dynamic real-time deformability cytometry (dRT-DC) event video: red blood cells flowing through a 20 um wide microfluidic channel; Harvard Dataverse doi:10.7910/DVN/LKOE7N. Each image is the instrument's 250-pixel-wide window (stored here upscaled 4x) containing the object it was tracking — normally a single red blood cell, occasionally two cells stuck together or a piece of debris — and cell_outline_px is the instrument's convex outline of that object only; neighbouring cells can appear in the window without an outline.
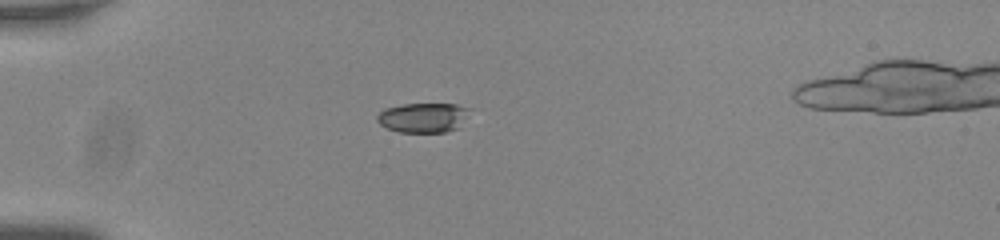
{"species": "common noctule bat (a hibernating species)", "species_latin": "Nyctalus noctula", "temperature_condition": "room temperature", "stored_images_in_passage": 40, "camera_frame_rate_fps": 3000, "um_per_image_px": 0.085, "animal": {"sex": "male", "body_mass_g": 20.0, "forearm_length_mm": 53.3}, "frame": {"image": 1, "passage_image": 1, "time_ms": 0.0, "image_size_px": [1000, 240], "cell_outline_px": [[468, 108], [460, 128], [444, 132], [396, 132], [380, 124], [376, 120], [376, 116], [380, 112], [388, 108], [404, 104], [456, 104]], "centroid_in_image_um": [35.94, 10.01], "position_along_channel_um": 49.1, "area_um2": 15.78}}
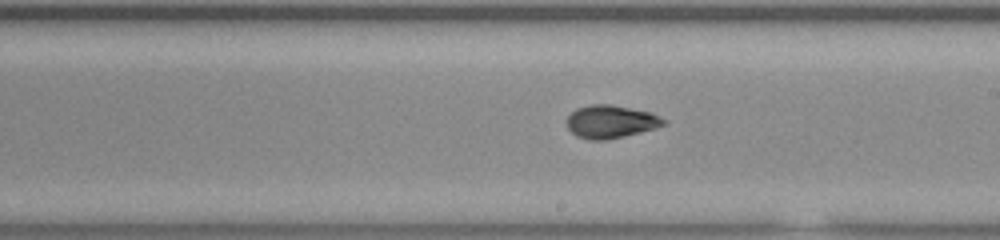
{"frame": {"image": 2, "passage_image": 18, "time_ms": 5.667, "image_size_px": [1000, 240], "cell_outline_px": [[668, 124], [656, 128], [624, 136], [604, 140], [592, 140], [576, 136], [568, 128], [568, 116], [576, 108], [592, 104], [612, 104], [652, 112], [668, 120]], "centroid_in_image_um": [51.97, 10.33], "position_along_channel_um": 237.0, "area_um2": 18.73}}
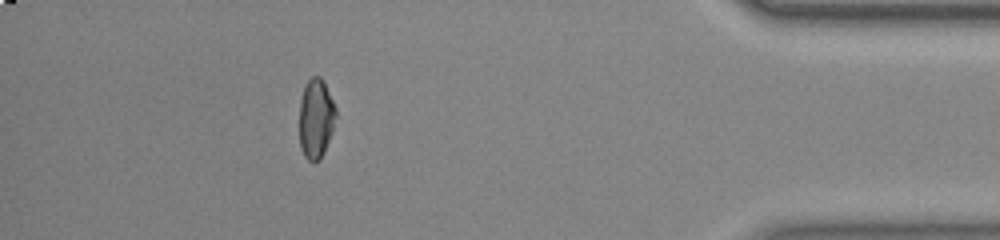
{"frame": {"image": 3, "passage_image": 35, "time_ms": 11.333, "image_size_px": [1000, 240], "cell_outline_px": [[336, 116], [324, 152], [320, 160], [312, 164], [304, 156], [300, 148], [300, 96], [308, 80], [312, 76], [320, 76], [336, 108]], "centroid_in_image_um": [26.83, 10.11], "position_along_channel_um": 408.4, "area_um2": 16.76}, "authors_computed_cell_mechanics": {"area_um2": 18.0625, "velocity_mm_per_s": 3.7532, "shape_relaxation_time_tau1_ms": 2.9335, "shape_relaxation_time_tau2_ms": 2.2461, "deformation_change_tau1": 0.1439, "deformation_change_tau2": 0.0688}}